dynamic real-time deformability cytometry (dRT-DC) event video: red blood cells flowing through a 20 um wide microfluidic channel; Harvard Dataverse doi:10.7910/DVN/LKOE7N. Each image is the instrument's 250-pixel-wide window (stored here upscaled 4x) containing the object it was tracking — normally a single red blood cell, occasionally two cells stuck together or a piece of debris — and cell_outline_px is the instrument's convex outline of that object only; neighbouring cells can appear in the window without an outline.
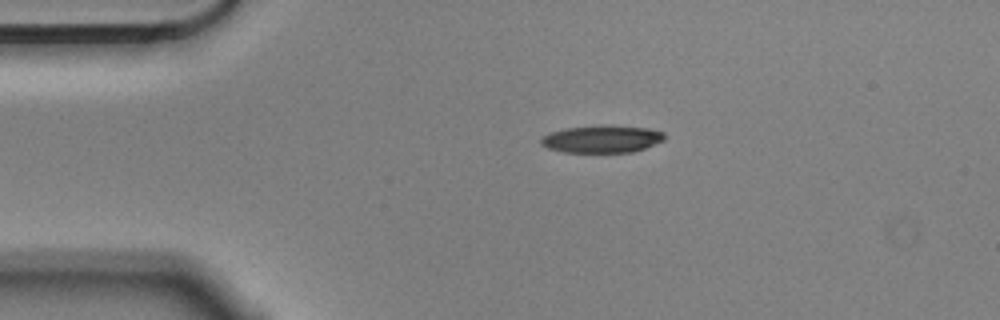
{"species": "Egyptian fruit bat (a non-hibernating species)", "species_latin": "Rousettus aegyptiacus", "temperature_condition": "cold", "stored_images_in_passage": 2, "camera_frame_rate_fps": 3000, "um_per_image_px": 0.085, "animal": {"sex": "male"}, "frame": {"image": 1, "passage_image": 1, "time_ms": 0.0, "image_size_px": [1000, 320], "cell_outline_px": [[664, 140], [644, 148], [632, 152], [564, 152], [548, 148], [540, 144], [540, 136], [548, 132], [564, 128], [600, 124], [648, 128], [664, 132]], "centroid_in_image_um": [51.1, 11.8], "position_along_channel_um": 33.9, "area_um2": 20.0}}